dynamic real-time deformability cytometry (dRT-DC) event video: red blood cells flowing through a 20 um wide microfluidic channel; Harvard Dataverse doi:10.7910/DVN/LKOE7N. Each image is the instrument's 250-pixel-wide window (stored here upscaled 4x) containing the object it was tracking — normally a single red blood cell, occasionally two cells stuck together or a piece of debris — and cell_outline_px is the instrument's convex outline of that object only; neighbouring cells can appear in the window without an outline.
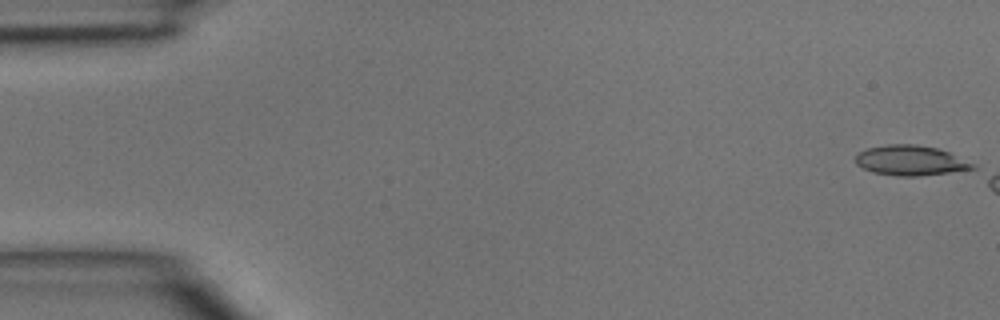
{"species": "common noctule bat (a hibernating species)", "species_latin": "Nyctalus noctula", "temperature_condition": "room temperature", "stored_images_in_passage": 6, "camera_frame_rate_fps": 3000, "um_per_image_px": 0.085, "animal": {"sex": "male", "body_mass_g": 15.6}, "frame": {"image": 1, "passage_image": 1, "time_ms": 0.0, "image_size_px": [1000, 320], "cell_outline_px": [[976, 168], [948, 172], [916, 176], [900, 176], [872, 172], [856, 164], [856, 156], [860, 152], [868, 148], [888, 144], [916, 144], [936, 148], [948, 152], [976, 164]], "centroid_in_image_um": [77.39, 13.63], "position_along_channel_um": 7.6, "area_um2": 20.17}}